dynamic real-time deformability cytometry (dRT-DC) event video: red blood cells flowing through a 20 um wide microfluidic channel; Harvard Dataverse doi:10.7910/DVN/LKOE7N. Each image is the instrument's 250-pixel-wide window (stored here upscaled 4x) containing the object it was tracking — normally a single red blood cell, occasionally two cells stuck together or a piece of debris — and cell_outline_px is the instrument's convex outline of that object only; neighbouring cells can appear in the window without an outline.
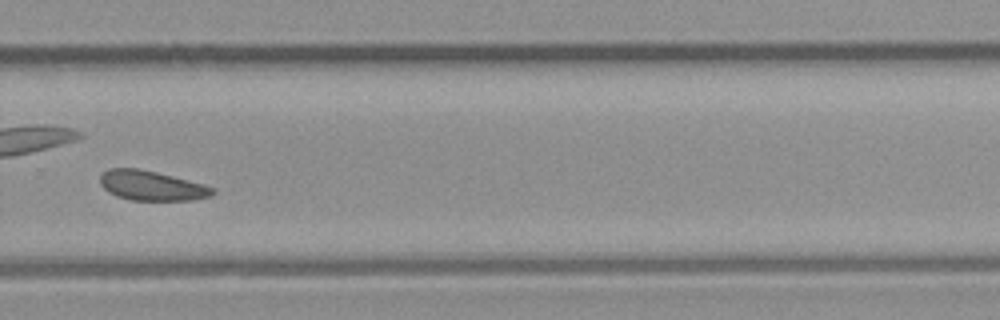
{"species": "common noctule bat (a hibernating species)", "species_latin": "Nyctalus noctula", "temperature_condition": "room temperature", "stored_images_in_passage": 29, "camera_frame_rate_fps": 3000, "um_per_image_px": 0.085, "animal": {"sex": "male", "body_mass_g": 23.1, "forearm_length_mm": 52.7}, "frame": {"image": 1, "passage_image": 17, "time_ms": 5.333, "image_size_px": [1000, 320], "cell_outline_px": [[216, 192], [212, 196], [196, 200], [128, 200], [116, 196], [108, 192], [100, 184], [100, 176], [108, 168], [136, 168], [156, 172], [204, 184], [216, 188]], "centroid_in_image_um": [12.91, 15.79], "position_along_channel_um": 316.9, "area_um2": 19.65}}